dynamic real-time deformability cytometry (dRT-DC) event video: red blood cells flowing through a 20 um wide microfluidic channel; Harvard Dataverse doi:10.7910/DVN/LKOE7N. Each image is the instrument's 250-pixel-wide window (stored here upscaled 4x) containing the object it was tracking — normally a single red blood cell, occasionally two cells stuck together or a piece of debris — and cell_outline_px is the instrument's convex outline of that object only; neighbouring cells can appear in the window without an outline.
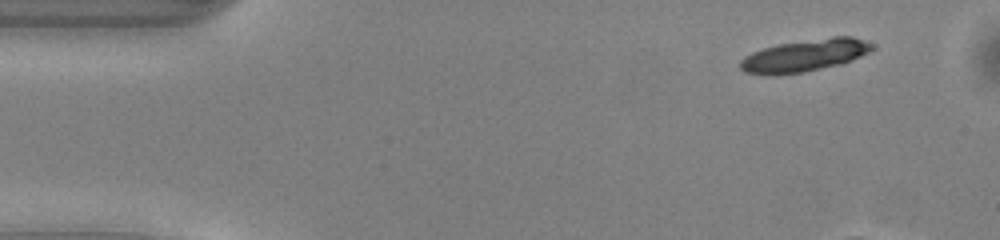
{"species": "common noctule bat (a hibernating species)", "species_latin": "Nyctalus noctula", "temperature_condition": "warm", "stored_images_in_passage": 9, "camera_frame_rate_fps": 3000, "um_per_image_px": 0.085, "animal": {"sex": "male", "body_mass_g": 13.0, "forearm_length_mm": 53.1}, "frame": {"image": 1, "passage_image": 1, "time_ms": 0.0, "image_size_px": [1000, 240], "cell_outline_px": [[876, 48], [860, 56], [840, 64], [804, 72], [776, 76], [744, 72], [740, 68], [740, 60], [744, 56], [752, 52], [764, 48], [780, 44], [832, 36], [852, 36], [872, 44]], "centroid_in_image_um": [68.37, 4.72], "position_along_channel_um": 16.6, "area_um2": 24.68}}